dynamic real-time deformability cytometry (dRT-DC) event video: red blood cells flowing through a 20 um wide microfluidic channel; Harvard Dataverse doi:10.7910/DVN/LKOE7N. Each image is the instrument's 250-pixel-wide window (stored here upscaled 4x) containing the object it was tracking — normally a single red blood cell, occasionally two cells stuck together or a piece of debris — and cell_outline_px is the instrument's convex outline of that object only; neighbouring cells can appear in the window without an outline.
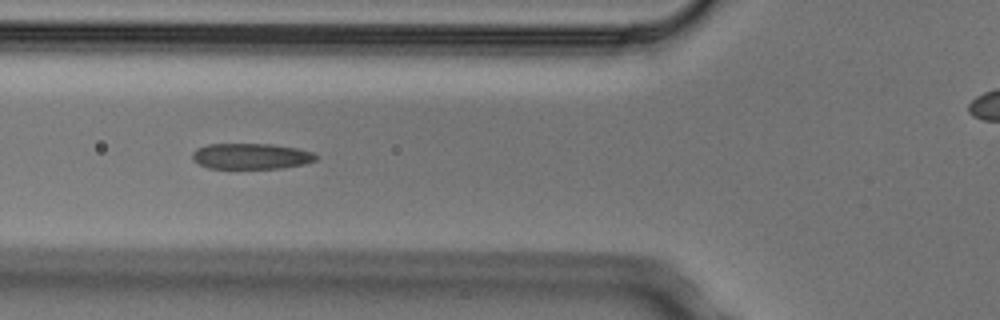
{"species": "Egyptian fruit bat (a non-hibernating species)", "species_latin": "Rousettus aegyptiacus", "temperature_condition": "cold", "stored_images_in_passage": 6, "camera_frame_rate_fps": 3000, "um_per_image_px": 0.085, "animal": {"sex": "male"}, "frame": {"image": 1, "passage_image": 5, "time_ms": 1.333, "image_size_px": [1000, 320], "cell_outline_px": [[320, 156], [316, 160], [304, 164], [280, 168], [208, 168], [192, 160], [192, 152], [196, 148], [208, 144], [272, 144], [296, 148], [312, 152]], "centroid_in_image_um": [21.34, 13.27], "position_along_channel_um": 104.5, "area_um2": 18.61}}
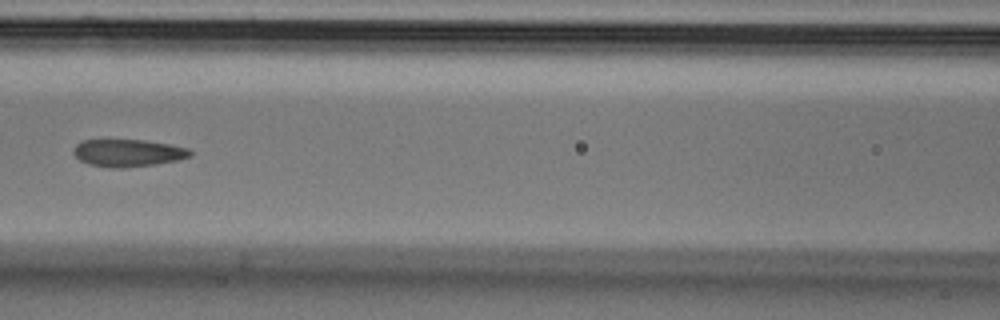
{"frame": {"image": 2, "passage_image": 6, "time_ms": 1.667, "image_size_px": [1000, 320], "cell_outline_px": [[192, 156], [176, 160], [156, 164], [124, 168], [108, 168], [88, 164], [80, 160], [72, 152], [72, 148], [76, 144], [84, 140], [144, 140], [168, 144], [188, 148], [192, 152]], "centroid_in_image_um": [10.85, 13.0], "position_along_channel_um": 155.8, "area_um2": 18.67}}